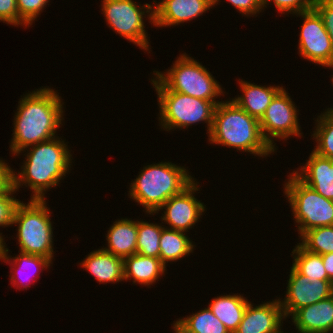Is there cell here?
Masks as SVG:
<instances>
[{
	"label": "cell",
	"instance_id": "obj_1",
	"mask_svg": "<svg viewBox=\"0 0 333 333\" xmlns=\"http://www.w3.org/2000/svg\"><path fill=\"white\" fill-rule=\"evenodd\" d=\"M55 89L42 87L26 93L18 102L14 115L13 156L23 149L57 137L55 134L64 120V102Z\"/></svg>",
	"mask_w": 333,
	"mask_h": 333
},
{
	"label": "cell",
	"instance_id": "obj_2",
	"mask_svg": "<svg viewBox=\"0 0 333 333\" xmlns=\"http://www.w3.org/2000/svg\"><path fill=\"white\" fill-rule=\"evenodd\" d=\"M29 147L14 155L28 151L24 154L21 172L10 168V182L16 192L25 185L33 193L31 199L45 200L46 192L58 186L71 170L73 157L67 142L59 136Z\"/></svg>",
	"mask_w": 333,
	"mask_h": 333
},
{
	"label": "cell",
	"instance_id": "obj_3",
	"mask_svg": "<svg viewBox=\"0 0 333 333\" xmlns=\"http://www.w3.org/2000/svg\"><path fill=\"white\" fill-rule=\"evenodd\" d=\"M208 137L211 144L228 146L261 158L275 152L263 138L259 120L231 99L216 105Z\"/></svg>",
	"mask_w": 333,
	"mask_h": 333
},
{
	"label": "cell",
	"instance_id": "obj_4",
	"mask_svg": "<svg viewBox=\"0 0 333 333\" xmlns=\"http://www.w3.org/2000/svg\"><path fill=\"white\" fill-rule=\"evenodd\" d=\"M189 174L186 167L169 161L144 166L131 181L128 196L142 205L147 214L154 215L169 198L179 194L195 179Z\"/></svg>",
	"mask_w": 333,
	"mask_h": 333
},
{
	"label": "cell",
	"instance_id": "obj_5",
	"mask_svg": "<svg viewBox=\"0 0 333 333\" xmlns=\"http://www.w3.org/2000/svg\"><path fill=\"white\" fill-rule=\"evenodd\" d=\"M45 200L21 201L14 212L12 226H17L19 250L22 253L54 259L53 224Z\"/></svg>",
	"mask_w": 333,
	"mask_h": 333
},
{
	"label": "cell",
	"instance_id": "obj_6",
	"mask_svg": "<svg viewBox=\"0 0 333 333\" xmlns=\"http://www.w3.org/2000/svg\"><path fill=\"white\" fill-rule=\"evenodd\" d=\"M159 106V124L165 131L187 129L192 124L205 122L210 133L216 105L189 95L168 90L156 77L151 79Z\"/></svg>",
	"mask_w": 333,
	"mask_h": 333
},
{
	"label": "cell",
	"instance_id": "obj_7",
	"mask_svg": "<svg viewBox=\"0 0 333 333\" xmlns=\"http://www.w3.org/2000/svg\"><path fill=\"white\" fill-rule=\"evenodd\" d=\"M177 58L166 72L153 71V75L168 90L212 101L215 105L222 102L216 101L218 96H224L222 86L205 66L186 53Z\"/></svg>",
	"mask_w": 333,
	"mask_h": 333
},
{
	"label": "cell",
	"instance_id": "obj_8",
	"mask_svg": "<svg viewBox=\"0 0 333 333\" xmlns=\"http://www.w3.org/2000/svg\"><path fill=\"white\" fill-rule=\"evenodd\" d=\"M288 177L283 189L298 224V234L301 236L313 228L332 226L333 200L324 198L293 172Z\"/></svg>",
	"mask_w": 333,
	"mask_h": 333
},
{
	"label": "cell",
	"instance_id": "obj_9",
	"mask_svg": "<svg viewBox=\"0 0 333 333\" xmlns=\"http://www.w3.org/2000/svg\"><path fill=\"white\" fill-rule=\"evenodd\" d=\"M101 11L110 29L119 36L139 46L140 49L150 51L149 37L145 30L144 18L153 23V6L146 3L141 6L133 0H102Z\"/></svg>",
	"mask_w": 333,
	"mask_h": 333
},
{
	"label": "cell",
	"instance_id": "obj_10",
	"mask_svg": "<svg viewBox=\"0 0 333 333\" xmlns=\"http://www.w3.org/2000/svg\"><path fill=\"white\" fill-rule=\"evenodd\" d=\"M288 94L282 88L272 99L264 116L259 121L263 138L275 151L277 149L274 138L287 140L291 136L299 138L302 135L298 122L299 110Z\"/></svg>",
	"mask_w": 333,
	"mask_h": 333
},
{
	"label": "cell",
	"instance_id": "obj_11",
	"mask_svg": "<svg viewBox=\"0 0 333 333\" xmlns=\"http://www.w3.org/2000/svg\"><path fill=\"white\" fill-rule=\"evenodd\" d=\"M303 18L299 34V55L312 63L333 69V49L322 18L314 10L294 14Z\"/></svg>",
	"mask_w": 333,
	"mask_h": 333
},
{
	"label": "cell",
	"instance_id": "obj_12",
	"mask_svg": "<svg viewBox=\"0 0 333 333\" xmlns=\"http://www.w3.org/2000/svg\"><path fill=\"white\" fill-rule=\"evenodd\" d=\"M286 296L279 298L285 318L292 316L298 309L325 300L333 295L332 280L310 282L307 276L290 267Z\"/></svg>",
	"mask_w": 333,
	"mask_h": 333
},
{
	"label": "cell",
	"instance_id": "obj_13",
	"mask_svg": "<svg viewBox=\"0 0 333 333\" xmlns=\"http://www.w3.org/2000/svg\"><path fill=\"white\" fill-rule=\"evenodd\" d=\"M195 181L194 179L179 194L169 198L154 213L158 214L160 210L165 209L160 219L169 225V227L165 226L166 228L189 232L188 230L198 223L205 212L206 205L193 195L200 188Z\"/></svg>",
	"mask_w": 333,
	"mask_h": 333
},
{
	"label": "cell",
	"instance_id": "obj_14",
	"mask_svg": "<svg viewBox=\"0 0 333 333\" xmlns=\"http://www.w3.org/2000/svg\"><path fill=\"white\" fill-rule=\"evenodd\" d=\"M153 26L168 27L191 21L212 8V0H153ZM158 2V3H157ZM156 3V4H155Z\"/></svg>",
	"mask_w": 333,
	"mask_h": 333
},
{
	"label": "cell",
	"instance_id": "obj_15",
	"mask_svg": "<svg viewBox=\"0 0 333 333\" xmlns=\"http://www.w3.org/2000/svg\"><path fill=\"white\" fill-rule=\"evenodd\" d=\"M286 320L279 299L254 306L247 304L243 318L234 333H275Z\"/></svg>",
	"mask_w": 333,
	"mask_h": 333
},
{
	"label": "cell",
	"instance_id": "obj_16",
	"mask_svg": "<svg viewBox=\"0 0 333 333\" xmlns=\"http://www.w3.org/2000/svg\"><path fill=\"white\" fill-rule=\"evenodd\" d=\"M307 162L292 172L326 199L333 200V159L310 153Z\"/></svg>",
	"mask_w": 333,
	"mask_h": 333
},
{
	"label": "cell",
	"instance_id": "obj_17",
	"mask_svg": "<svg viewBox=\"0 0 333 333\" xmlns=\"http://www.w3.org/2000/svg\"><path fill=\"white\" fill-rule=\"evenodd\" d=\"M291 320L299 333H333V295L298 309Z\"/></svg>",
	"mask_w": 333,
	"mask_h": 333
},
{
	"label": "cell",
	"instance_id": "obj_18",
	"mask_svg": "<svg viewBox=\"0 0 333 333\" xmlns=\"http://www.w3.org/2000/svg\"><path fill=\"white\" fill-rule=\"evenodd\" d=\"M79 265L90 272L99 284L124 281L123 259L102 248L90 252Z\"/></svg>",
	"mask_w": 333,
	"mask_h": 333
},
{
	"label": "cell",
	"instance_id": "obj_19",
	"mask_svg": "<svg viewBox=\"0 0 333 333\" xmlns=\"http://www.w3.org/2000/svg\"><path fill=\"white\" fill-rule=\"evenodd\" d=\"M238 81L242 95H238V97H234L231 100L249 115L260 121L272 99L283 86L270 85L266 87L243 81V79Z\"/></svg>",
	"mask_w": 333,
	"mask_h": 333
},
{
	"label": "cell",
	"instance_id": "obj_20",
	"mask_svg": "<svg viewBox=\"0 0 333 333\" xmlns=\"http://www.w3.org/2000/svg\"><path fill=\"white\" fill-rule=\"evenodd\" d=\"M123 269L125 281L133 279V284L138 283L148 287L159 281L167 268L160 258L135 253L123 259Z\"/></svg>",
	"mask_w": 333,
	"mask_h": 333
},
{
	"label": "cell",
	"instance_id": "obj_21",
	"mask_svg": "<svg viewBox=\"0 0 333 333\" xmlns=\"http://www.w3.org/2000/svg\"><path fill=\"white\" fill-rule=\"evenodd\" d=\"M107 247L103 250L122 259L134 255L137 248V220L121 218L113 222L107 235Z\"/></svg>",
	"mask_w": 333,
	"mask_h": 333
},
{
	"label": "cell",
	"instance_id": "obj_22",
	"mask_svg": "<svg viewBox=\"0 0 333 333\" xmlns=\"http://www.w3.org/2000/svg\"><path fill=\"white\" fill-rule=\"evenodd\" d=\"M5 245H6L5 241H3V247H2L0 259L3 260V262L6 264L9 262L8 265L12 266L10 268L11 276H9L10 281H11L10 284L11 285L13 284L14 285L13 287H15V288L17 287L19 290L20 289L26 290L27 288L29 289V286H30L29 283H31L30 281L27 280L28 278L26 279V281H25V279L20 278V277H22L20 274V273H22L21 271H25L27 268H31V270L32 269L34 270V268H35L36 270H34V272L36 271V273H37V271H39V270L42 271L47 268L49 269V267L52 266L51 265L52 261L50 259H48L44 256H40V255H33V254H26V253L19 252V254L17 256L15 255V257H11L8 255V252L10 250ZM38 268H40V269H38Z\"/></svg>",
	"mask_w": 333,
	"mask_h": 333
},
{
	"label": "cell",
	"instance_id": "obj_23",
	"mask_svg": "<svg viewBox=\"0 0 333 333\" xmlns=\"http://www.w3.org/2000/svg\"><path fill=\"white\" fill-rule=\"evenodd\" d=\"M248 303L249 301L243 295L227 294L213 298L208 306L230 333H234L243 318Z\"/></svg>",
	"mask_w": 333,
	"mask_h": 333
},
{
	"label": "cell",
	"instance_id": "obj_24",
	"mask_svg": "<svg viewBox=\"0 0 333 333\" xmlns=\"http://www.w3.org/2000/svg\"><path fill=\"white\" fill-rule=\"evenodd\" d=\"M186 232L163 228L159 241L161 262L166 263L178 261L193 253V241L185 235Z\"/></svg>",
	"mask_w": 333,
	"mask_h": 333
},
{
	"label": "cell",
	"instance_id": "obj_25",
	"mask_svg": "<svg viewBox=\"0 0 333 333\" xmlns=\"http://www.w3.org/2000/svg\"><path fill=\"white\" fill-rule=\"evenodd\" d=\"M173 326L180 333H230L209 306L197 313L179 318L176 322L174 321Z\"/></svg>",
	"mask_w": 333,
	"mask_h": 333
},
{
	"label": "cell",
	"instance_id": "obj_26",
	"mask_svg": "<svg viewBox=\"0 0 333 333\" xmlns=\"http://www.w3.org/2000/svg\"><path fill=\"white\" fill-rule=\"evenodd\" d=\"M292 266L302 275L307 276L310 282L317 280H331L324 268L322 256L304 249L299 243L292 251Z\"/></svg>",
	"mask_w": 333,
	"mask_h": 333
},
{
	"label": "cell",
	"instance_id": "obj_27",
	"mask_svg": "<svg viewBox=\"0 0 333 333\" xmlns=\"http://www.w3.org/2000/svg\"><path fill=\"white\" fill-rule=\"evenodd\" d=\"M315 121V130L311 136L317 144L313 151L320 156L333 159V109L328 108L321 112Z\"/></svg>",
	"mask_w": 333,
	"mask_h": 333
},
{
	"label": "cell",
	"instance_id": "obj_28",
	"mask_svg": "<svg viewBox=\"0 0 333 333\" xmlns=\"http://www.w3.org/2000/svg\"><path fill=\"white\" fill-rule=\"evenodd\" d=\"M162 224L149 223L143 220H137V248L136 253L159 258L160 246L159 241L162 234V229L165 227Z\"/></svg>",
	"mask_w": 333,
	"mask_h": 333
},
{
	"label": "cell",
	"instance_id": "obj_29",
	"mask_svg": "<svg viewBox=\"0 0 333 333\" xmlns=\"http://www.w3.org/2000/svg\"><path fill=\"white\" fill-rule=\"evenodd\" d=\"M299 244L309 252L328 254L333 252V225L313 228L305 231Z\"/></svg>",
	"mask_w": 333,
	"mask_h": 333
},
{
	"label": "cell",
	"instance_id": "obj_30",
	"mask_svg": "<svg viewBox=\"0 0 333 333\" xmlns=\"http://www.w3.org/2000/svg\"><path fill=\"white\" fill-rule=\"evenodd\" d=\"M16 193L11 182H9L1 191H0V227L12 226L13 216L17 205L21 200L14 197ZM0 238L4 241L2 233H0Z\"/></svg>",
	"mask_w": 333,
	"mask_h": 333
},
{
	"label": "cell",
	"instance_id": "obj_31",
	"mask_svg": "<svg viewBox=\"0 0 333 333\" xmlns=\"http://www.w3.org/2000/svg\"><path fill=\"white\" fill-rule=\"evenodd\" d=\"M50 0H17V8L19 13V25L29 27L34 20L43 12L46 4Z\"/></svg>",
	"mask_w": 333,
	"mask_h": 333
},
{
	"label": "cell",
	"instance_id": "obj_32",
	"mask_svg": "<svg viewBox=\"0 0 333 333\" xmlns=\"http://www.w3.org/2000/svg\"><path fill=\"white\" fill-rule=\"evenodd\" d=\"M274 3L276 10L282 14H298L314 8L316 0H263V9L267 8L269 2Z\"/></svg>",
	"mask_w": 333,
	"mask_h": 333
},
{
	"label": "cell",
	"instance_id": "obj_33",
	"mask_svg": "<svg viewBox=\"0 0 333 333\" xmlns=\"http://www.w3.org/2000/svg\"><path fill=\"white\" fill-rule=\"evenodd\" d=\"M322 18L333 49V0H316L313 8Z\"/></svg>",
	"mask_w": 333,
	"mask_h": 333
},
{
	"label": "cell",
	"instance_id": "obj_34",
	"mask_svg": "<svg viewBox=\"0 0 333 333\" xmlns=\"http://www.w3.org/2000/svg\"><path fill=\"white\" fill-rule=\"evenodd\" d=\"M231 3L239 13L246 16H257L263 10V0H226ZM220 3V0H212V6L214 7Z\"/></svg>",
	"mask_w": 333,
	"mask_h": 333
},
{
	"label": "cell",
	"instance_id": "obj_35",
	"mask_svg": "<svg viewBox=\"0 0 333 333\" xmlns=\"http://www.w3.org/2000/svg\"><path fill=\"white\" fill-rule=\"evenodd\" d=\"M19 26L17 0H0V22Z\"/></svg>",
	"mask_w": 333,
	"mask_h": 333
},
{
	"label": "cell",
	"instance_id": "obj_36",
	"mask_svg": "<svg viewBox=\"0 0 333 333\" xmlns=\"http://www.w3.org/2000/svg\"><path fill=\"white\" fill-rule=\"evenodd\" d=\"M0 159V191L10 182V166Z\"/></svg>",
	"mask_w": 333,
	"mask_h": 333
},
{
	"label": "cell",
	"instance_id": "obj_37",
	"mask_svg": "<svg viewBox=\"0 0 333 333\" xmlns=\"http://www.w3.org/2000/svg\"><path fill=\"white\" fill-rule=\"evenodd\" d=\"M321 256L328 277L333 281V252Z\"/></svg>",
	"mask_w": 333,
	"mask_h": 333
},
{
	"label": "cell",
	"instance_id": "obj_38",
	"mask_svg": "<svg viewBox=\"0 0 333 333\" xmlns=\"http://www.w3.org/2000/svg\"><path fill=\"white\" fill-rule=\"evenodd\" d=\"M173 327V330H174V333H180L174 326Z\"/></svg>",
	"mask_w": 333,
	"mask_h": 333
},
{
	"label": "cell",
	"instance_id": "obj_39",
	"mask_svg": "<svg viewBox=\"0 0 333 333\" xmlns=\"http://www.w3.org/2000/svg\"><path fill=\"white\" fill-rule=\"evenodd\" d=\"M275 333H283V331L280 329V330L276 331Z\"/></svg>",
	"mask_w": 333,
	"mask_h": 333
},
{
	"label": "cell",
	"instance_id": "obj_40",
	"mask_svg": "<svg viewBox=\"0 0 333 333\" xmlns=\"http://www.w3.org/2000/svg\"><path fill=\"white\" fill-rule=\"evenodd\" d=\"M332 76V79H331V81H332V84H333V75H331ZM333 86V85H332ZM331 109H333V107H331Z\"/></svg>",
	"mask_w": 333,
	"mask_h": 333
}]
</instances>
